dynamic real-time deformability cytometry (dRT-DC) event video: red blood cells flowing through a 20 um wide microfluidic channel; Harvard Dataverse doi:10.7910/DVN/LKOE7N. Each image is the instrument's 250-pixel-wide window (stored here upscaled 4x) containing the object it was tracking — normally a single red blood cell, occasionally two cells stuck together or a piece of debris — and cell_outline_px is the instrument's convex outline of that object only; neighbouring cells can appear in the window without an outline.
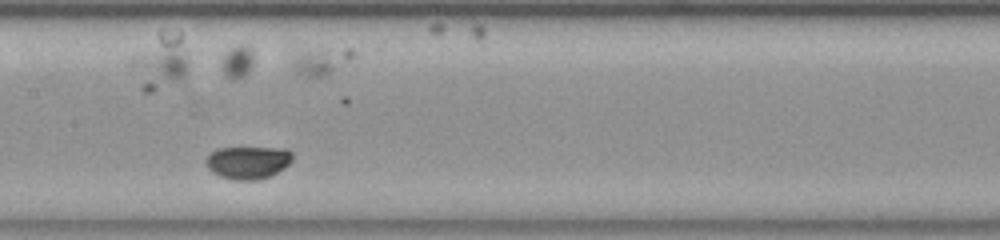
{"species": "common noctule bat (a hibernating species)", "species_latin": "Nyctalus noctula", "temperature_condition": "room temperature", "stored_images_in_passage": 46, "camera_frame_rate_fps": 3000, "um_per_image_px": 0.085, "animal": {"sex": "female", "body_mass_g": 23.0, "forearm_length_mm": 53.4}, "frame": {"image": 1, "passage_image": 26, "time_ms": 8.333, "image_size_px": [1000, 240], "cell_outline_px": [[292, 160], [284, 168], [272, 176], [260, 180], [232, 180], [220, 176], [212, 172], [208, 168], [204, 160], [216, 148], [288, 148], [292, 152]], "centroid_in_image_um": [21.09, 13.81], "position_along_channel_um": 186.3, "area_um2": 16.7}}